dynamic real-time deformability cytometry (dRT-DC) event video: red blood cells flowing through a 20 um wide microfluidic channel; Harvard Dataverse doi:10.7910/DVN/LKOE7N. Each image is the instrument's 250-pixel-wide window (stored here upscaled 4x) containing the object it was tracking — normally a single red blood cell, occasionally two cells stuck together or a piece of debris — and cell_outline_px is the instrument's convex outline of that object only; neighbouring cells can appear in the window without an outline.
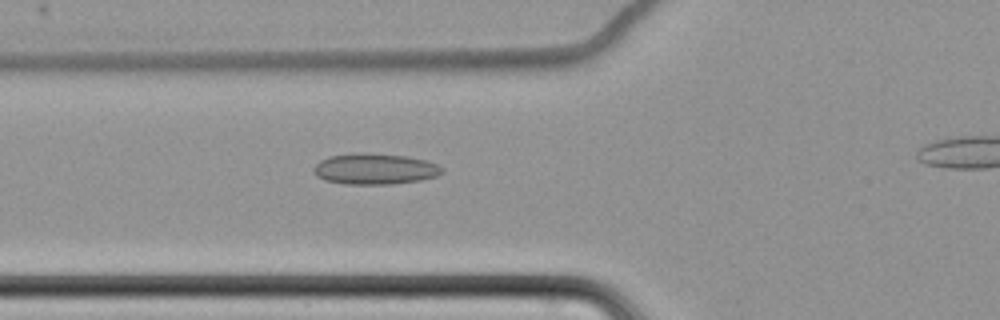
{"species": "common noctule bat (a hibernating species)", "species_latin": "Nyctalus noctula", "temperature_condition": "cold", "stored_images_in_passage": 49, "camera_frame_rate_fps": 3000, "um_per_image_px": 0.085, "animal": {"sex": "female", "body_mass_g": 22.7, "forearm_length_mm": 54.2}, "frame": {"image": 1, "passage_image": 18, "time_ms": 5.667, "image_size_px": [1000, 320], "cell_outline_px": [[444, 172], [436, 176], [420, 180], [392, 184], [344, 184], [324, 180], [316, 176], [312, 168], [320, 160], [328, 156], [352, 152], [364, 152], [408, 156], [424, 160], [436, 164], [444, 168]], "centroid_in_image_um": [31.83, 14.35], "position_along_channel_um": 94.0, "area_um2": 23.47}}
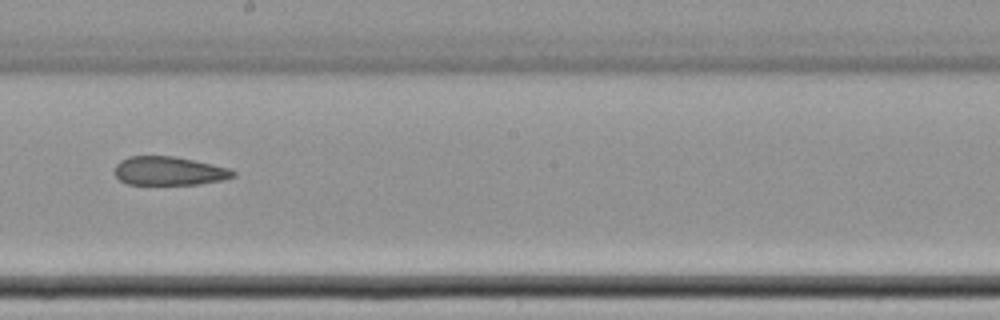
{"frame": {"image": 2, "passage_image": 30, "time_ms": 9.667, "image_size_px": [1000, 320], "cell_outline_px": [[236, 176], [224, 180], [200, 184], [128, 184], [120, 180], [116, 176], [116, 164], [120, 160], [128, 156], [172, 156], [212, 164], [228, 168], [236, 172]], "centroid_in_image_um": [14.39, 14.53], "position_along_channel_um": 233.8, "area_um2": 19.71}}
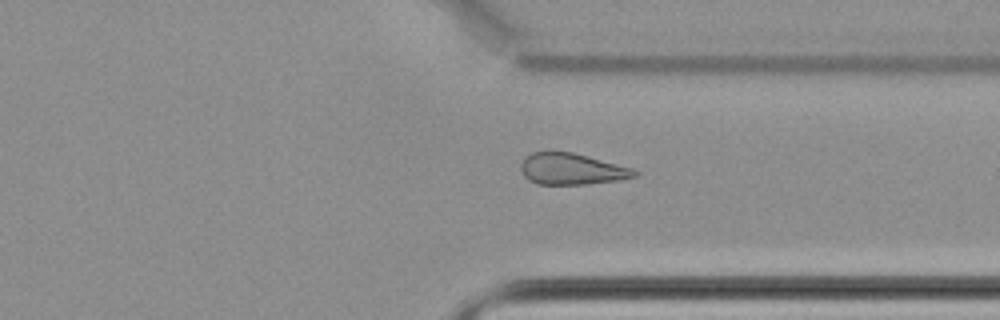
{"frame": {"image": 3, "passage_image": 41, "time_ms": 13.333, "image_size_px": [1000, 320], "cell_outline_px": [[640, 172], [636, 176], [616, 180], [588, 184], [536, 184], [528, 180], [524, 176], [520, 168], [520, 164], [524, 156], [532, 152], [572, 152], [588, 156], [632, 168]], "centroid_in_image_um": [48.55, 14.36], "position_along_channel_um": 362.8, "area_um2": 20.75}, "authors_computed_cell_mechanics": {"area_um2": 21.5016, "velocity_mm_per_s": 3.4966, "shape_relaxation_time_tau1_ms": null, "shape_relaxation_time_tau2_ms": 6.6856, "deformation_change_tau1": null, "deformation_change_tau2": 0.1432}}